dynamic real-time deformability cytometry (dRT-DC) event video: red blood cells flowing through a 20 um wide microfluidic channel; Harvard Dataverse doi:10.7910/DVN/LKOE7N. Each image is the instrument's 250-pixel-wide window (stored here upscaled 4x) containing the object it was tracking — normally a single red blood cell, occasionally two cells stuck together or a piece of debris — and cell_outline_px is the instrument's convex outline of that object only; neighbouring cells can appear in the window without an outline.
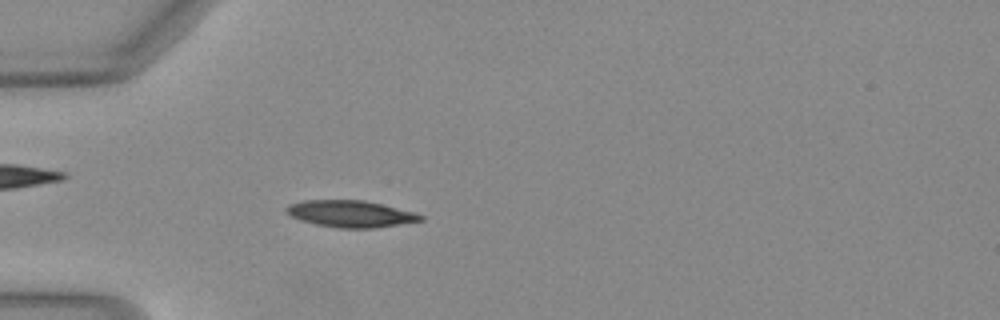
{"species": "Egyptian fruit bat (a non-hibernating species)", "species_latin": "Rousettus aegyptiacus", "temperature_condition": "warm", "stored_images_in_passage": 37, "camera_frame_rate_fps": 3000, "um_per_image_px": 0.085, "animal": {"sex": "female"}, "frame": {"image": 1, "passage_image": 2, "time_ms": 0.333, "image_size_px": [1000, 320], "cell_outline_px": [[424, 220], [372, 228], [340, 228], [316, 224], [292, 216], [284, 212], [284, 208], [288, 204], [304, 200], [364, 200], [416, 212], [424, 216]], "centroid_in_image_um": [29.8, 18.16], "position_along_channel_um": 55.2, "area_um2": 20.81}}
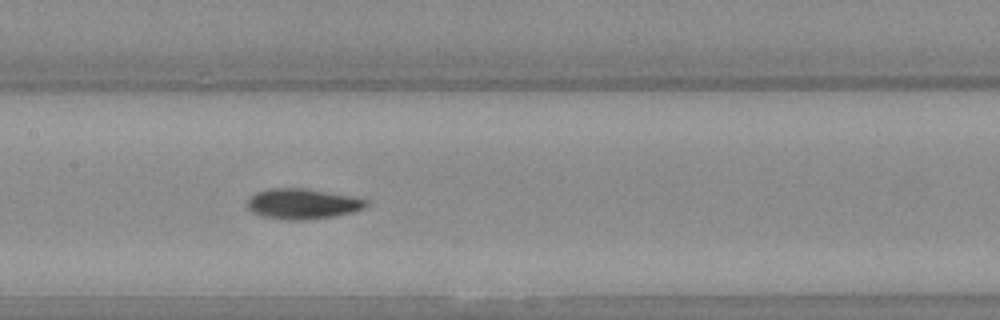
{"frame": {"image": 2, "passage_image": 12, "time_ms": 3.667, "image_size_px": [1000, 320], "cell_outline_px": [[368, 204], [364, 208], [352, 212], [332, 216], [304, 220], [284, 220], [260, 216], [252, 212], [248, 208], [248, 200], [256, 192], [268, 188], [304, 188], [356, 196], [368, 200]], "centroid_in_image_um": [25.73, 17.32], "position_along_channel_um": 181.7, "area_um2": 21.21}}
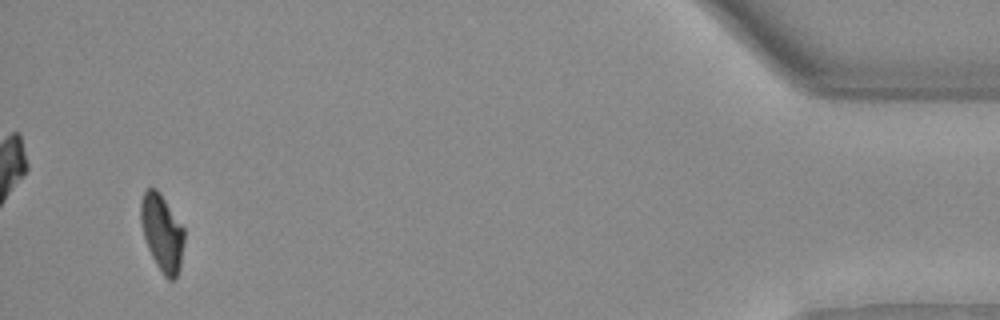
{"frame": {"image": 3, "passage_image": 35, "time_ms": 11.333, "image_size_px": [1000, 320], "cell_outline_px": [[184, 240], [180, 268], [176, 276], [172, 280], [168, 280], [164, 276], [156, 264], [148, 248], [144, 236], [140, 220], [140, 200], [144, 192], [148, 188], [156, 188], [160, 192], [184, 228]], "centroid_in_image_um": [13.77, 19.76], "position_along_channel_um": 421.4, "area_um2": 19.42}, "authors_computed_cell_mechanics": {"area_um2": 20.4612, "velocity_mm_per_s": 4.101, "shape_relaxation_time_tau1_ms": 2.8461, "shape_relaxation_time_tau2_ms": 2.3023, "deformation_change_tau1": 0.1648, "deformation_change_tau2": 0.081}}